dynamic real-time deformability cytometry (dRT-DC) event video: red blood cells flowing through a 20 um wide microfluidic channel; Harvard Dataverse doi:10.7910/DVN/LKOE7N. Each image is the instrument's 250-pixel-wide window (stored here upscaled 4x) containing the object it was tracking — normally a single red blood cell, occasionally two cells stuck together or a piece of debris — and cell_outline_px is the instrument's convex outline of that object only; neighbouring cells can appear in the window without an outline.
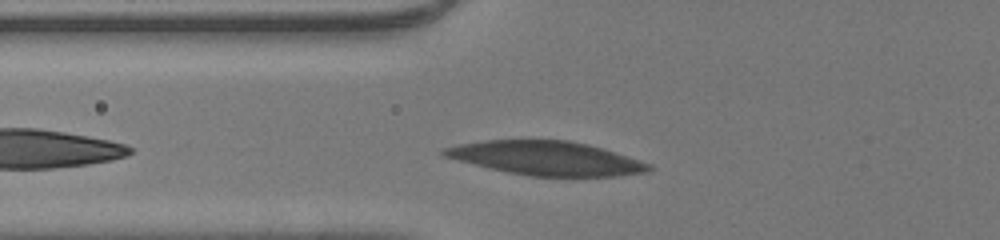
{"species": "human", "species_latin": "Homo sapiens", "temperature_condition": "room temperature", "stored_images_in_passage": 29, "camera_frame_rate_fps": 3000, "um_per_image_px": 0.085, "donor": {"sex": "male"}, "frame": {"image": 1, "passage_image": 5, "time_ms": 1.333, "image_size_px": [1000, 240], "cell_outline_px": [[656, 168], [648, 172], [612, 176], [528, 176], [508, 172], [444, 156], [440, 152], [444, 148], [460, 144], [484, 140], [568, 140], [588, 144], [604, 148], [652, 164]], "centroid_in_image_um": [46.52, 13.44], "position_along_channel_um": 79.3, "area_um2": 40.23}}
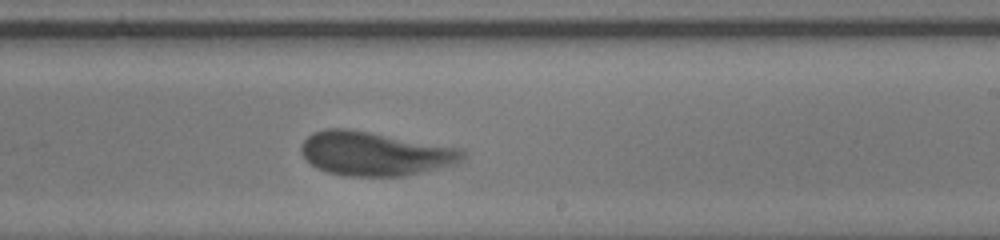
{"frame": {"image": 2, "passage_image": 18, "time_ms": 5.667, "image_size_px": [1000, 240], "cell_outline_px": [[468, 152], [464, 160], [456, 164], [404, 176], [344, 176], [328, 172], [316, 168], [300, 152], [300, 148], [304, 140], [312, 132], [324, 128], [344, 128], [368, 132], [460, 148]], "centroid_in_image_um": [31.87, 13.06], "position_along_channel_um": 257.1, "area_um2": 41.33}}
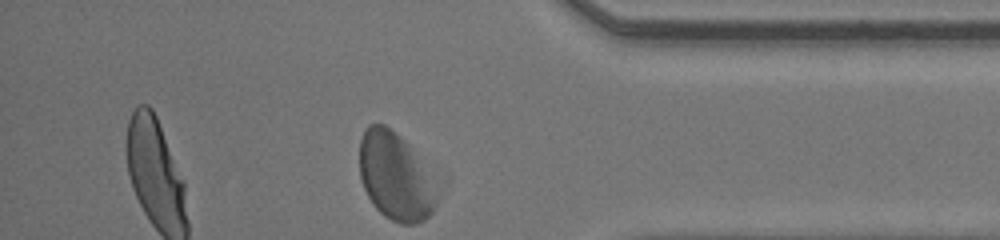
{"frame": {"image": 3, "passage_image": 29, "time_ms": 9.333, "image_size_px": [1000, 240], "cell_outline_px": [[436, 204], [432, 212], [424, 220], [416, 224], [400, 224], [384, 216], [372, 204], [364, 188], [360, 176], [360, 140], [364, 128], [368, 124], [384, 124], [400, 136], [408, 144], [436, 196]], "centroid_in_image_um": [33.49, 15.02], "position_along_channel_um": 401.7, "area_um2": 38.09}, "authors_computed_cell_mechanics": {"area_um2": 41.327, "velocity_mm_per_s": 4.1873, "shape_relaxation_time_tau1_ms": 2.144, "shape_relaxation_time_tau2_ms": 1.0983, "deformation_change_tau1": 0.1267, "deformation_change_tau2": 0.0809}}